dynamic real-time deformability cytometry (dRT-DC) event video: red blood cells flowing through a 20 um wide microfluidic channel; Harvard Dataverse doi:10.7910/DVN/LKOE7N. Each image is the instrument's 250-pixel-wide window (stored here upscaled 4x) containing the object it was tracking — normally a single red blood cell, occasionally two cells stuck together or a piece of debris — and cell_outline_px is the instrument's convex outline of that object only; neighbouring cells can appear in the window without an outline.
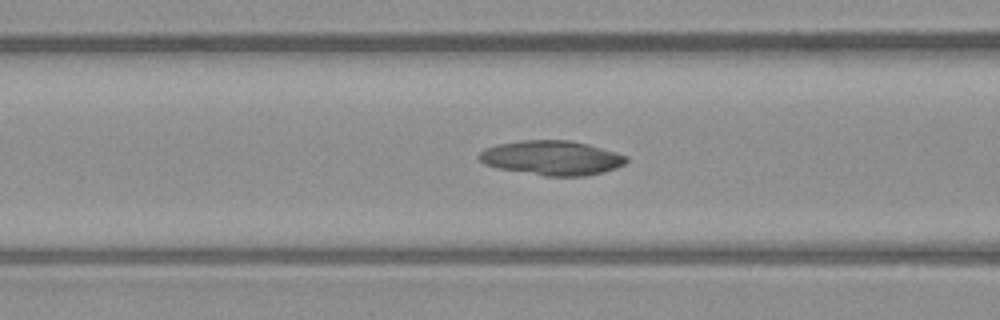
{"species": "common noctule bat (a hibernating species)", "species_latin": "Nyctalus noctula", "temperature_condition": "warm", "stored_images_in_passage": 50, "camera_frame_rate_fps": 3000, "um_per_image_px": 0.085, "animal": {"sex": "male", "body_mass_g": 23.1, "forearm_length_mm": 52.7}, "frame": {"image": 1, "passage_image": 18, "time_ms": 5.667, "image_size_px": [1000, 320], "cell_outline_px": [[628, 160], [624, 164], [616, 168], [604, 172], [584, 176], [544, 176], [500, 168], [484, 164], [476, 156], [484, 148], [496, 144], [524, 140], [568, 140], [588, 144], [616, 152], [628, 156]], "centroid_in_image_um": [46.9, 13.42], "position_along_channel_um": 119.7, "area_um2": 29.65}}
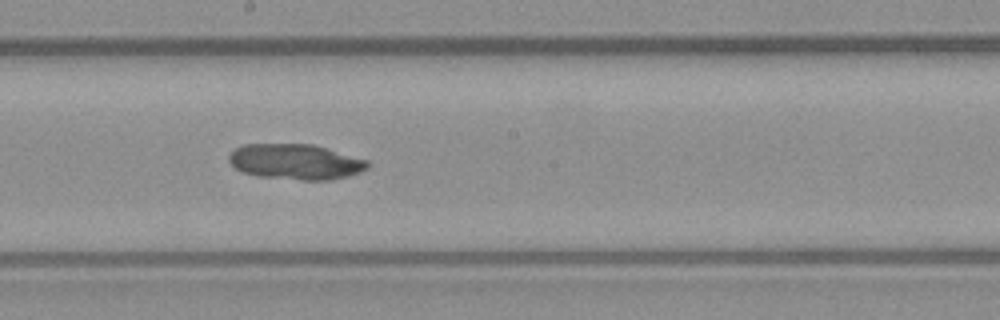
{"frame": {"image": 2, "passage_image": 26, "time_ms": 8.333, "image_size_px": [1000, 320], "cell_outline_px": [[372, 164], [368, 168], [360, 172], [348, 176], [332, 180], [304, 180], [256, 176], [240, 172], [228, 160], [228, 156], [236, 148], [244, 144], [312, 144], [368, 160]], "centroid_in_image_um": [25.13, 13.76], "position_along_channel_um": 223.1, "area_um2": 28.78}}
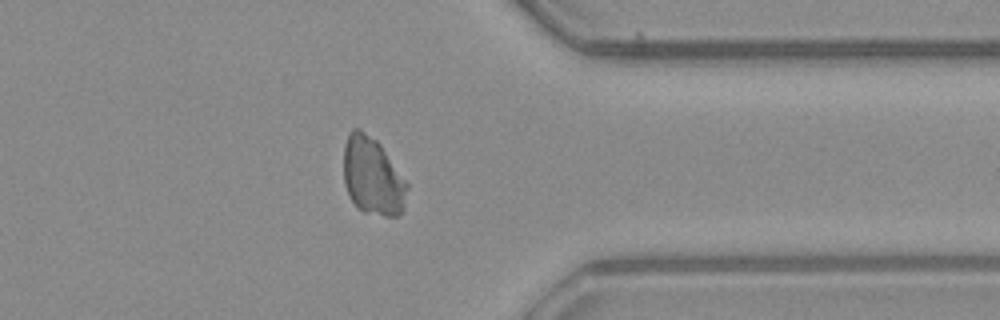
{"frame": {"image": 3, "passage_image": 39, "time_ms": 12.667, "image_size_px": [1000, 320], "cell_outline_px": [[408, 188], [404, 208], [396, 216], [384, 216], [364, 212], [352, 200], [344, 184], [344, 144], [348, 132], [352, 128], [360, 128], [376, 140], [380, 144], [408, 184]], "centroid_in_image_um": [31.66, 14.96], "position_along_channel_um": 379.7, "area_um2": 28.67}}